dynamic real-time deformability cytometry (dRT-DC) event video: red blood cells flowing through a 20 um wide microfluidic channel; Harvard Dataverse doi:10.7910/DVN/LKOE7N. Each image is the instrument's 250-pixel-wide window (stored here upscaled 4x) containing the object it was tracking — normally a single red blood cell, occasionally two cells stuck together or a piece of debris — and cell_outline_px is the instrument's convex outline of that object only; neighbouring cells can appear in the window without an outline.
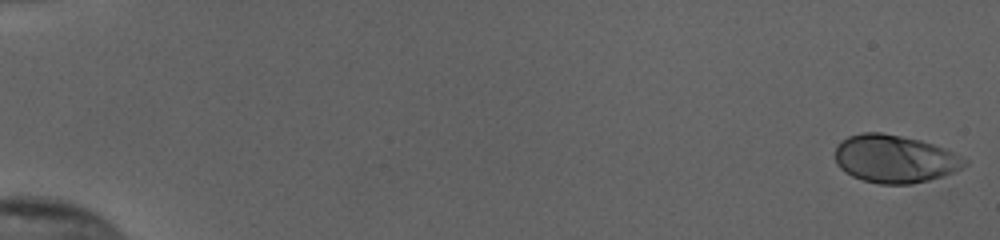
{"species": "human", "species_latin": "Homo sapiens", "temperature_condition": "cold", "stored_images_in_passage": 54, "camera_frame_rate_fps": 3000, "um_per_image_px": 0.085, "donor": {"sex": "female"}, "frame": {"image": 1, "passage_image": 1, "time_ms": 0.0, "image_size_px": [1000, 240], "cell_outline_px": [[968, 164], [956, 172], [944, 176], [912, 184], [880, 184], [864, 180], [852, 176], [844, 172], [836, 164], [836, 144], [848, 136], [864, 132], [880, 132], [920, 140], [932, 144], [952, 152], [968, 160]], "centroid_in_image_um": [76.05, 13.51], "position_along_channel_um": 9.0, "area_um2": 36.13}}
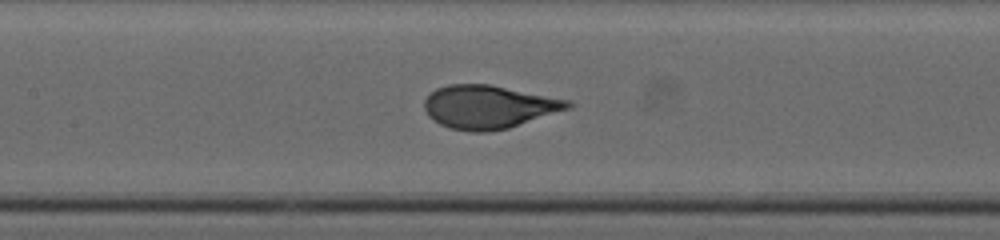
{"frame": {"image": 2, "passage_image": 28, "time_ms": 9.0, "image_size_px": [1000, 240], "cell_outline_px": [[576, 104], [572, 108], [508, 128], [488, 132], [472, 132], [452, 128], [440, 124], [428, 116], [424, 108], [424, 100], [428, 92], [436, 88], [448, 84], [488, 84], [572, 100]], "centroid_in_image_um": [41.56, 9.07], "position_along_channel_um": 165.8, "area_um2": 36.53}}
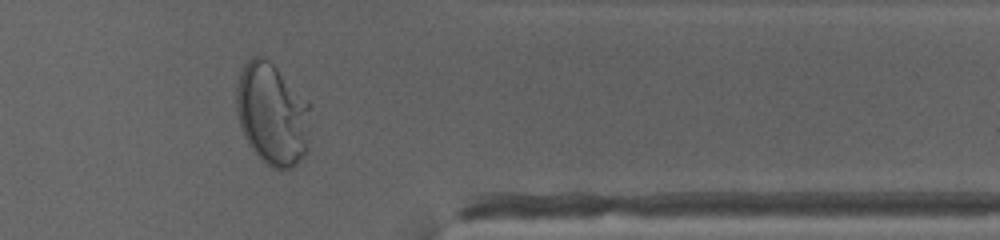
{"frame": {"image": 3, "passage_image": 46, "time_ms": 15.0, "image_size_px": [1000, 240], "cell_outline_px": [[312, 104], [308, 152], [292, 168], [272, 168], [260, 160], [248, 144], [244, 136], [236, 112], [236, 88], [240, 72], [244, 64], [252, 56], [264, 56]], "centroid_in_image_um": [23.16, 9.72], "position_along_channel_um": 388.2, "area_um2": 44.74}}